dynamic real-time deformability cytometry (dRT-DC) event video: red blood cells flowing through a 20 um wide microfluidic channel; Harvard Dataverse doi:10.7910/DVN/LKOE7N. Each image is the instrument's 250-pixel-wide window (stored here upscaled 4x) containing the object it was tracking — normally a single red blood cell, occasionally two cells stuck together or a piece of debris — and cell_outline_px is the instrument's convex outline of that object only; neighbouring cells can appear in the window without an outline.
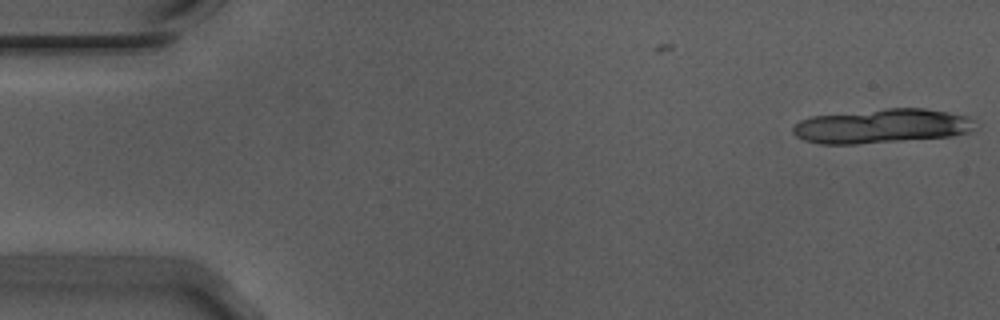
{"species": "Egyptian fruit bat (a non-hibernating species)", "species_latin": "Rousettus aegyptiacus", "temperature_condition": "warm", "stored_images_in_passage": 6, "camera_frame_rate_fps": 3000, "um_per_image_px": 0.085, "animal": {"sex": "male"}, "frame": {"image": 1, "passage_image": 6, "time_ms": 1.667, "image_size_px": [1000, 320], "cell_outline_px": [[980, 124], [968, 132], [952, 136], [856, 144], [820, 144], [804, 140], [796, 136], [792, 132], [792, 128], [800, 120], [812, 116], [884, 108], [924, 108], [948, 112], [964, 116]], "centroid_in_image_um": [74.94, 10.71], "position_along_channel_um": 10.1, "area_um2": 36.41}}